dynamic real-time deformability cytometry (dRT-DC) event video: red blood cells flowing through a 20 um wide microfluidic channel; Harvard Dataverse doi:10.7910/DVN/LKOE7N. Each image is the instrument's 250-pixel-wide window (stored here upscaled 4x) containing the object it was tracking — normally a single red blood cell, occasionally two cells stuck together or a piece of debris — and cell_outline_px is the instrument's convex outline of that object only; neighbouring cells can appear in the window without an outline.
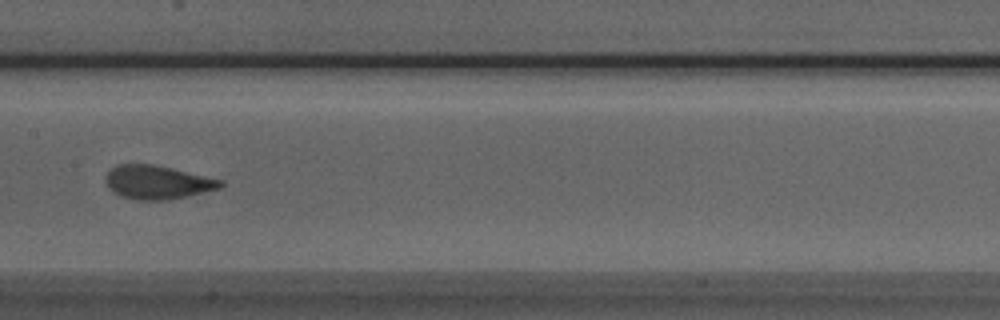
{"species": "Egyptian fruit bat (a non-hibernating species)", "species_latin": "Rousettus aegyptiacus", "temperature_condition": "room temperature", "stored_images_in_passage": 8, "camera_frame_rate_fps": 3000, "um_per_image_px": 0.085, "animal": {"sex": "male"}, "frame": {"image": 1, "passage_image": 8, "time_ms": 2.333, "image_size_px": [1000, 320], "cell_outline_px": [[224, 184], [220, 188], [168, 200], [136, 200], [120, 196], [112, 192], [108, 188], [104, 180], [108, 172], [116, 164], [152, 164], [172, 168], [224, 180]], "centroid_in_image_um": [13.35, 15.49], "position_along_channel_um": 194.1, "area_um2": 22.6}}